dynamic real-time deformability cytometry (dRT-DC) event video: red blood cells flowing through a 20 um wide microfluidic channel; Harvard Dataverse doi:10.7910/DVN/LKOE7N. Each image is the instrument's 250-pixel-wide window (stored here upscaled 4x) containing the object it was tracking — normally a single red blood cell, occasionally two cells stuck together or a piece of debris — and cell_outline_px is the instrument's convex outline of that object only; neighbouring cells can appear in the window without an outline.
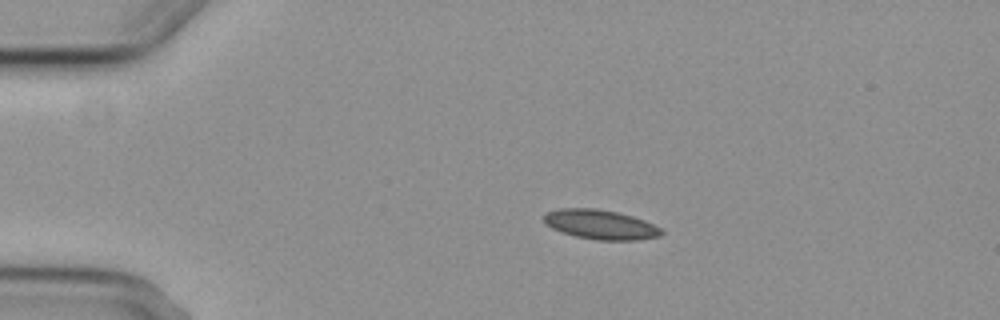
{"species": "common noctule bat (a hibernating species)", "species_latin": "Nyctalus noctula", "temperature_condition": "cold", "stored_images_in_passage": 3, "camera_frame_rate_fps": 3000, "um_per_image_px": 0.085, "animal": {"sex": "female", "body_mass_g": 29.2, "forearm_length_mm": 56.3}, "frame": {"image": 1, "passage_image": 2, "time_ms": 1.333, "image_size_px": [1000, 320], "cell_outline_px": [[664, 232], [660, 236], [636, 240], [596, 240], [576, 236], [552, 228], [544, 224], [544, 212], [560, 208], [596, 208], [616, 212], [632, 216], [644, 220], [660, 228]], "centroid_in_image_um": [51.02, 19.08], "position_along_channel_um": 34.0, "area_um2": 20.17}}